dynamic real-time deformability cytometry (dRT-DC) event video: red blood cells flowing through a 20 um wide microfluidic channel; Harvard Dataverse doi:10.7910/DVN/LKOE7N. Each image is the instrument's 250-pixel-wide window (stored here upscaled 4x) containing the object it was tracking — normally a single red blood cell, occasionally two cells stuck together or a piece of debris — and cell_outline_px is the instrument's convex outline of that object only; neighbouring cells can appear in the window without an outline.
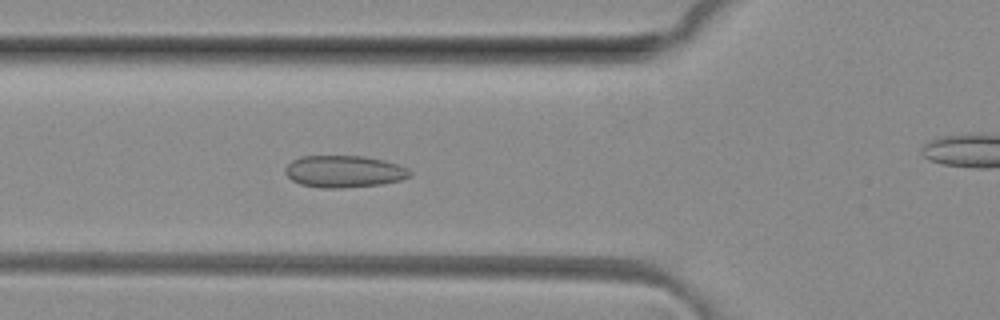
{"species": "common noctule bat (a hibernating species)", "species_latin": "Nyctalus noctula", "temperature_condition": "room temperature", "stored_images_in_passage": 51, "camera_frame_rate_fps": 3000, "um_per_image_px": 0.085, "animal": {"sex": "female", "body_mass_g": 29.2, "forearm_length_mm": 56.3}, "frame": {"image": 1, "passage_image": 18, "time_ms": 5.667, "image_size_px": [1000, 320], "cell_outline_px": [[412, 176], [400, 180], [380, 184], [340, 188], [320, 188], [300, 184], [292, 180], [284, 172], [284, 168], [292, 160], [300, 156], [364, 156], [384, 160], [408, 168], [412, 172]], "centroid_in_image_um": [29.23, 14.57], "position_along_channel_um": 96.6, "area_um2": 23.29}}
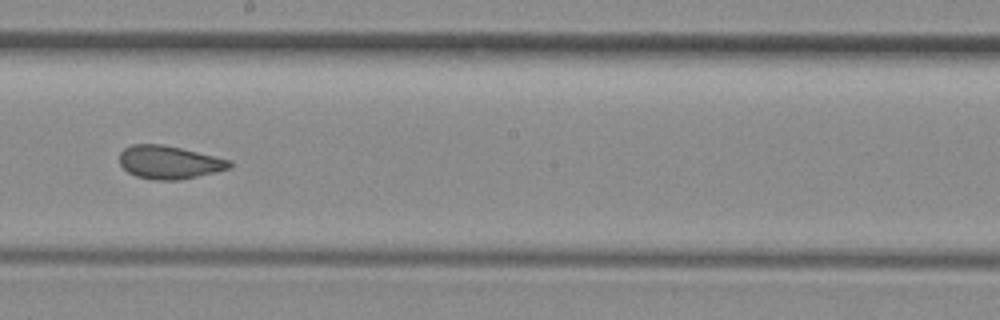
{"frame": {"image": 2, "passage_image": 28, "time_ms": 9.0, "image_size_px": [1000, 320], "cell_outline_px": [[232, 164], [228, 168], [180, 180], [152, 180], [136, 176], [128, 172], [120, 164], [120, 152], [124, 148], [132, 144], [160, 144], [180, 148], [232, 160]], "centroid_in_image_um": [14.34, 13.79], "position_along_channel_um": 233.9, "area_um2": 21.04}}
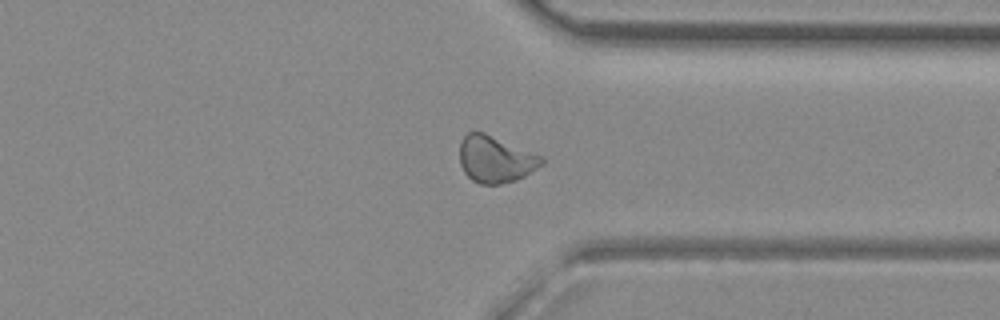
{"frame": {"image": 3, "passage_image": 38, "time_ms": 12.333, "image_size_px": [1000, 320], "cell_outline_px": [[544, 164], [524, 176], [516, 180], [500, 184], [480, 184], [472, 180], [464, 172], [460, 164], [460, 140], [468, 132], [484, 132], [540, 156], [544, 160]], "centroid_in_image_um": [42.08, 13.55], "position_along_channel_um": 369.3, "area_um2": 22.08}, "authors_computed_cell_mechanics": {"area_um2": 22.3686, "velocity_mm_per_s": 4.1111, "shape_relaxation_time_tau1_ms": null, "shape_relaxation_time_tau2_ms": 1.1127, "deformation_change_tau1": null, "deformation_change_tau2": 0.0567}}